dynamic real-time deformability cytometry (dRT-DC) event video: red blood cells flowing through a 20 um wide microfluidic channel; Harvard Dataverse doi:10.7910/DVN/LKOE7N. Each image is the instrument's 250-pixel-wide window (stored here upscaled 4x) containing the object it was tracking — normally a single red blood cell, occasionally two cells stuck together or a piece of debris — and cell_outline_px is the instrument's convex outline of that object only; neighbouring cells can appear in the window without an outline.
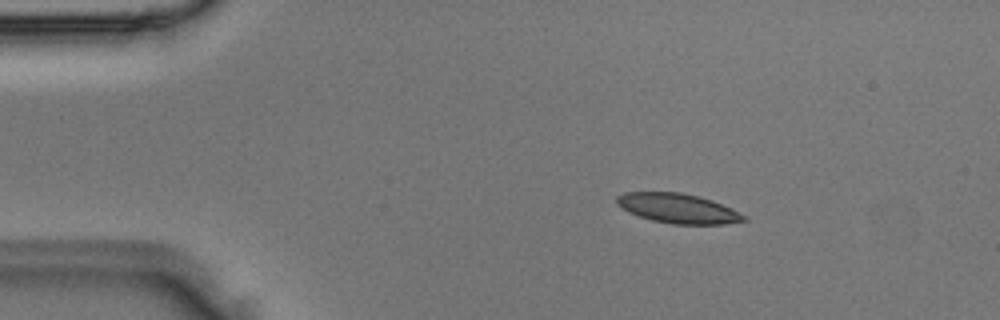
{"species": "Egyptian fruit bat (a non-hibernating species)", "species_latin": "Rousettus aegyptiacus", "temperature_condition": "room temperature", "stored_images_in_passage": 3, "camera_frame_rate_fps": 3000, "um_per_image_px": 0.085, "animal": {"sex": "male"}, "frame": {"image": 1, "passage_image": 2, "time_ms": 0.333, "image_size_px": [1000, 320], "cell_outline_px": [[748, 220], [724, 224], [672, 224], [652, 220], [628, 212], [616, 204], [616, 196], [624, 192], [680, 192], [712, 200], [732, 208], [748, 216]], "centroid_in_image_um": [57.64, 17.71], "position_along_channel_um": 27.4, "area_um2": 22.02}}